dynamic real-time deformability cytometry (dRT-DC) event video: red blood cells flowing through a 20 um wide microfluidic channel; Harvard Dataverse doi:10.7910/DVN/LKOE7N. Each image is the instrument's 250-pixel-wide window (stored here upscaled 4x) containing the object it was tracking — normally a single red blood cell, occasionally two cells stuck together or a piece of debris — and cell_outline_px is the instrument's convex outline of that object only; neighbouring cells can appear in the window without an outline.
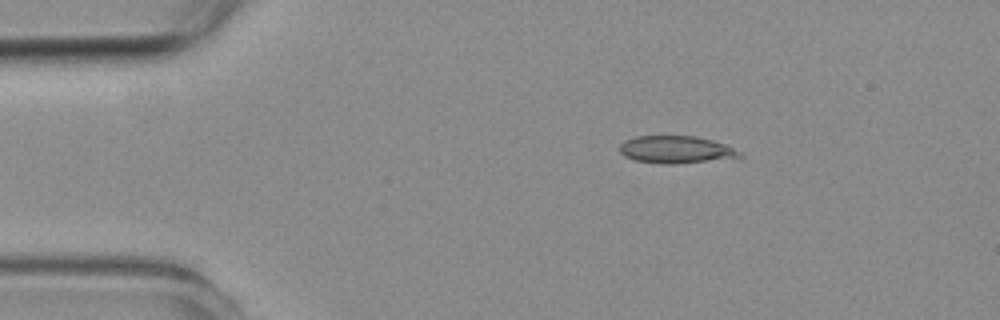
{"species": "common noctule bat (a hibernating species)", "species_latin": "Nyctalus noctula", "temperature_condition": "room temperature", "stored_images_in_passage": 2, "camera_frame_rate_fps": 3000, "um_per_image_px": 0.085, "animal": {"sex": "female", "body_mass_g": 19.3, "forearm_length_mm": 54.1}, "frame": {"image": 1, "passage_image": 1, "time_ms": 0.0, "image_size_px": [1000, 320], "cell_outline_px": [[744, 156], [676, 164], [664, 164], [636, 160], [624, 156], [620, 152], [620, 144], [624, 140], [636, 136], [696, 136], [712, 140], [724, 144], [740, 152]], "centroid_in_image_um": [57.41, 12.71], "position_along_channel_um": 27.6, "area_um2": 18.9}}